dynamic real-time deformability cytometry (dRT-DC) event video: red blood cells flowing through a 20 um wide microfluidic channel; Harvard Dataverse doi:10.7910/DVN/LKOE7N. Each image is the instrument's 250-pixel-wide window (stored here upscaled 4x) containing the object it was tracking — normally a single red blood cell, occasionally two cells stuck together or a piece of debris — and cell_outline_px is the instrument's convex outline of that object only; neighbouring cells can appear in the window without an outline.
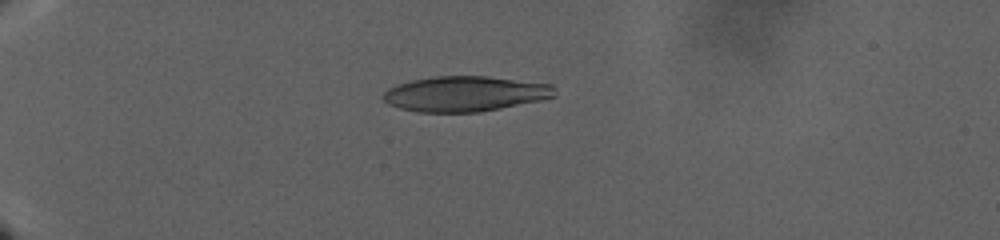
{"species": "human", "species_latin": "Homo sapiens", "temperature_condition": "warm", "stored_images_in_passage": 48, "camera_frame_rate_fps": 3000, "um_per_image_px": 0.085, "donor": {"sex": "male"}, "frame": {"image": 1, "passage_image": 15, "time_ms": 15.333, "image_size_px": [1000, 240], "cell_outline_px": [[556, 96], [540, 100], [480, 112], [416, 112], [400, 108], [388, 104], [380, 96], [388, 88], [396, 84], [412, 80], [432, 76], [488, 76], [552, 84], [556, 88]], "centroid_in_image_um": [39.51, 7.97], "position_along_channel_um": 45.5, "area_um2": 35.49}}
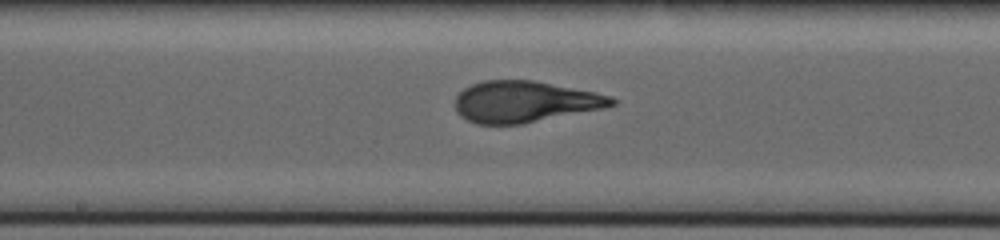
{"frame": {"image": 2, "passage_image": 28, "time_ms": 30.333, "image_size_px": [1000, 240], "cell_outline_px": [[616, 104], [608, 108], [520, 124], [476, 124], [460, 116], [456, 112], [452, 104], [456, 96], [464, 88], [472, 84], [484, 80], [536, 80], [596, 92], [612, 96], [616, 100]], "centroid_in_image_um": [44.61, 8.64], "position_along_channel_um": 203.6, "area_um2": 38.26}}
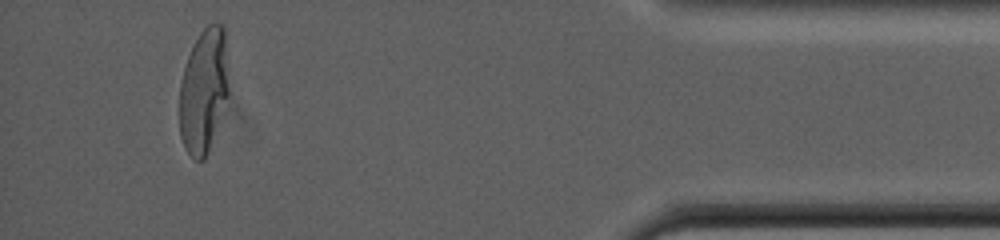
{"frame": {"image": 3, "passage_image": 44, "time_ms": 48.0, "image_size_px": [1000, 240], "cell_outline_px": [[228, 96], [208, 152], [204, 160], [192, 160], [184, 148], [180, 136], [180, 84], [184, 68], [188, 56], [200, 32], [208, 24], [224, 24], [228, 84]], "centroid_in_image_um": [17.3, 7.75], "position_along_channel_um": 417.9, "area_um2": 35.55}}